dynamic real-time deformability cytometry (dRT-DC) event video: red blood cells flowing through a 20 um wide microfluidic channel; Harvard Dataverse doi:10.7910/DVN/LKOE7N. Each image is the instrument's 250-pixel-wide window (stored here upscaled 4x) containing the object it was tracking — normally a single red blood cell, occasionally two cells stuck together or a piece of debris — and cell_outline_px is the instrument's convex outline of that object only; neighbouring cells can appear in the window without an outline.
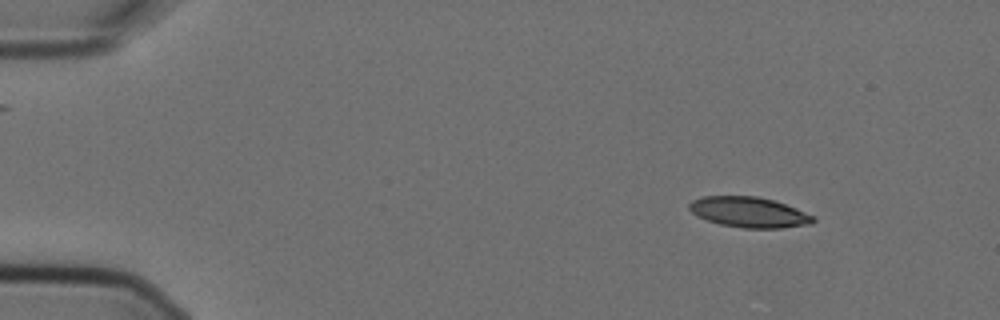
{"species": "Egyptian fruit bat (a non-hibernating species)", "species_latin": "Rousettus aegyptiacus", "temperature_condition": "cold", "stored_images_in_passage": 3, "camera_frame_rate_fps": 3000, "um_per_image_px": 0.085, "animal": {"sex": "female"}, "frame": {"image": 1, "passage_image": 1, "time_ms": 0.0, "image_size_px": [1000, 320], "cell_outline_px": [[816, 220], [812, 224], [780, 228], [744, 228], [720, 224], [708, 220], [692, 212], [688, 208], [688, 204], [692, 200], [700, 196], [756, 196], [772, 200], [796, 208], [816, 216]], "centroid_in_image_um": [63.69, 18.03], "position_along_channel_um": 21.3, "area_um2": 21.96}}
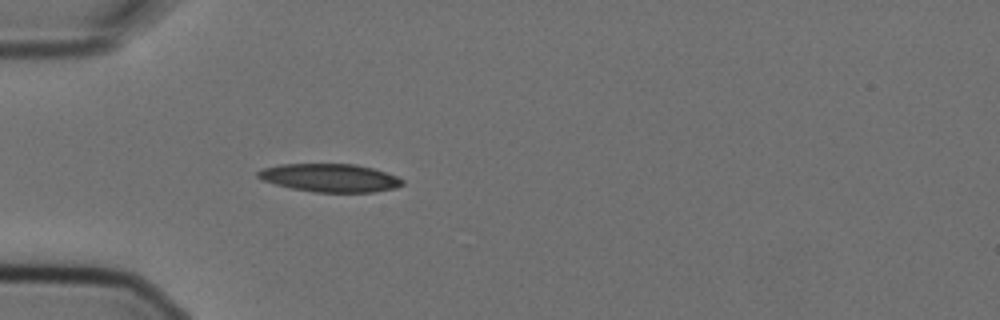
{"frame": {"image": 2, "passage_image": 3, "time_ms": 0.667, "image_size_px": [1000, 320], "cell_outline_px": [[404, 184], [396, 188], [372, 192], [316, 192], [292, 188], [276, 184], [264, 180], [256, 176], [256, 172], [264, 168], [280, 164], [356, 164], [372, 168], [396, 176], [404, 180]], "centroid_in_image_um": [28.06, 15.11], "position_along_channel_um": 56.9, "area_um2": 23.52}}